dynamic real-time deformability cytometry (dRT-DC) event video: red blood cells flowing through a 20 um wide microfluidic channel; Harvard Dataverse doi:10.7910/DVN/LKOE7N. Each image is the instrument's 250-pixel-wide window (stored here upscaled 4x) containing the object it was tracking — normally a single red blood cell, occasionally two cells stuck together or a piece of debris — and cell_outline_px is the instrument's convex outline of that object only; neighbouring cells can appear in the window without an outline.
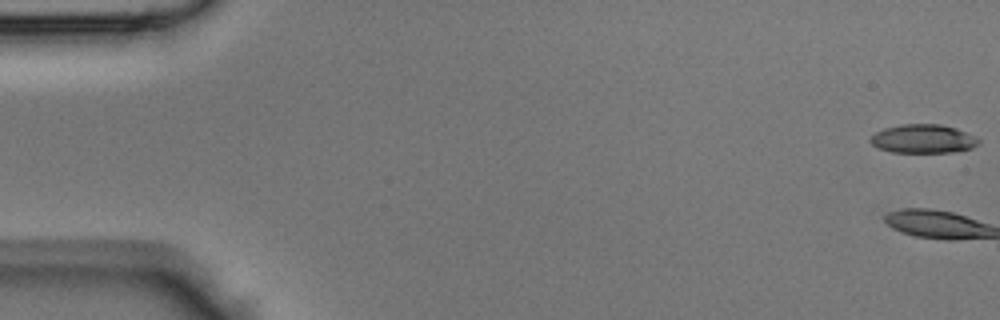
{"species": "Egyptian fruit bat (a non-hibernating species)", "species_latin": "Rousettus aegyptiacus", "temperature_condition": "room temperature", "stored_images_in_passage": 48, "camera_frame_rate_fps": 3000, "um_per_image_px": 0.085, "animal": {"sex": "male"}, "frame": {"image": 1, "passage_image": 1, "time_ms": 0.0, "image_size_px": [1000, 320], "cell_outline_px": [[980, 144], [972, 148], [952, 152], [892, 152], [880, 148], [872, 144], [868, 140], [876, 132], [884, 128], [900, 124], [940, 124], [956, 128], [980, 140]], "centroid_in_image_um": [78.46, 11.79], "position_along_channel_um": 6.5, "area_um2": 17.98}}
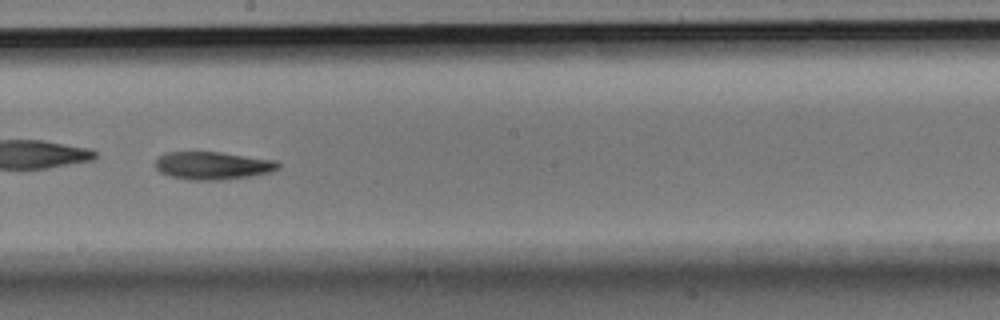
{"frame": {"image": 2, "passage_image": 28, "time_ms": 9.0, "image_size_px": [1000, 320], "cell_outline_px": [[280, 168], [268, 172], [248, 176], [220, 180], [188, 180], [168, 176], [160, 172], [156, 168], [156, 160], [164, 152], [220, 152], [276, 160], [280, 164]], "centroid_in_image_um": [18.05, 14.07], "position_along_channel_um": 230.1, "area_um2": 19.88}}